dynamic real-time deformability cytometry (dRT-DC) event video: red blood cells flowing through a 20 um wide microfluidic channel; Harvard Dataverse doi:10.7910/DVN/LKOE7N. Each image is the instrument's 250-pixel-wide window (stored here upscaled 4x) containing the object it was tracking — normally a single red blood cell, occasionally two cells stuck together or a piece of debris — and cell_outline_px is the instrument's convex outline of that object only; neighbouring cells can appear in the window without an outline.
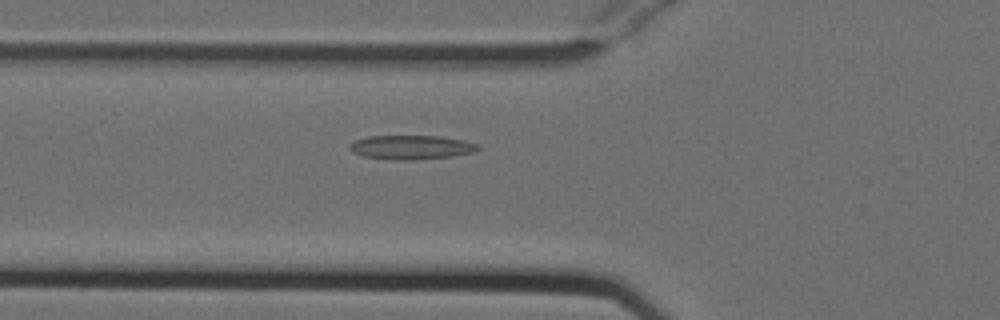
{"species": "Egyptian fruit bat (a non-hibernating species)", "species_latin": "Rousettus aegyptiacus", "temperature_condition": "cold", "stored_images_in_passage": 54, "camera_frame_rate_fps": 3000, "um_per_image_px": 0.085, "animal": {"sex": "female"}, "frame": {"image": 1, "passage_image": 20, "time_ms": 6.333, "image_size_px": [1000, 320], "cell_outline_px": [[480, 148], [472, 152], [452, 156], [412, 160], [392, 160], [364, 156], [352, 152], [348, 148], [348, 144], [356, 140], [368, 136], [440, 136], [464, 140], [476, 144]], "centroid_in_image_um": [34.91, 12.52], "position_along_channel_um": 90.9, "area_um2": 17.98}}
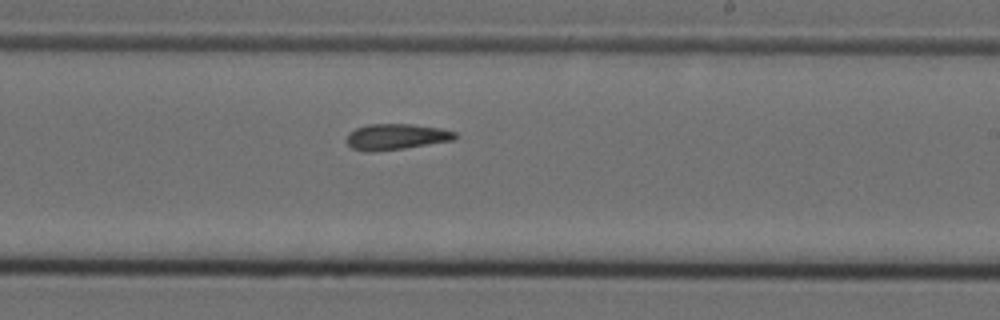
{"frame": {"image": 2, "passage_image": 33, "time_ms": 10.667, "image_size_px": [1000, 320], "cell_outline_px": [[456, 140], [404, 148], [368, 152], [364, 152], [352, 148], [348, 144], [348, 132], [356, 128], [368, 124], [412, 124], [440, 128], [456, 132]], "centroid_in_image_um": [33.68, 11.62], "position_along_channel_um": 255.3, "area_um2": 16.36}}
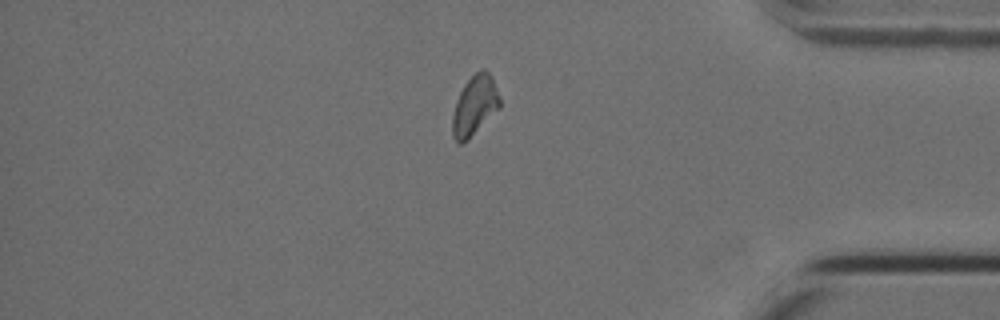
{"frame": {"image": 3, "passage_image": 46, "time_ms": 15.0, "image_size_px": [1000, 320], "cell_outline_px": [[500, 108], [460, 144], [456, 144], [452, 136], [452, 116], [456, 100], [464, 84], [480, 68], [484, 68], [492, 76], [500, 100]], "centroid_in_image_um": [40.33, 8.94], "position_along_channel_um": 394.9, "area_um2": 16.18}}